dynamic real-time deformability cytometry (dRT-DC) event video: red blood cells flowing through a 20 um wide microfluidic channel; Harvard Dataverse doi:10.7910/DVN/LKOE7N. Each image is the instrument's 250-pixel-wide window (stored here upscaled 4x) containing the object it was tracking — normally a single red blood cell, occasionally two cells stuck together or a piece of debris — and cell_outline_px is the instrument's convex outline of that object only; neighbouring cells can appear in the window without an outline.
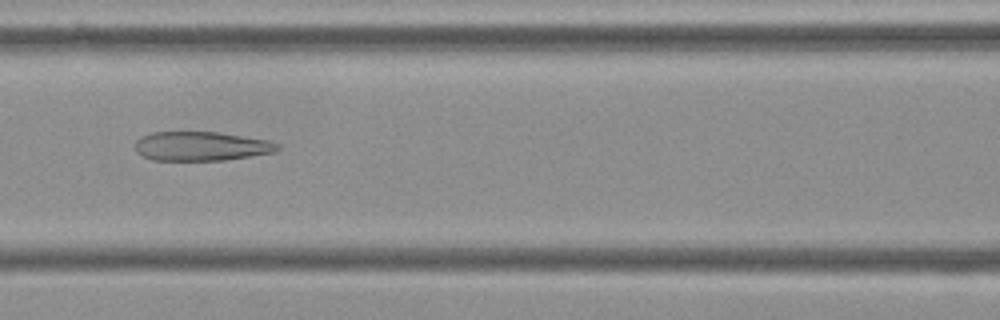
{"species": "Egyptian fruit bat (a non-hibernating species)", "species_latin": "Rousettus aegyptiacus", "temperature_condition": "cold", "stored_images_in_passage": 48, "camera_frame_rate_fps": 3000, "um_per_image_px": 0.085, "frame": {"image": 1, "passage_image": 17, "time_ms": 5.333, "image_size_px": [1000, 320], "cell_outline_px": [[280, 148], [272, 152], [224, 160], [152, 160], [140, 156], [136, 152], [136, 140], [140, 136], [152, 132], [216, 132], [268, 140], [280, 144]], "centroid_in_image_um": [17.04, 12.42], "position_along_channel_um": 149.6, "area_um2": 24.1}}
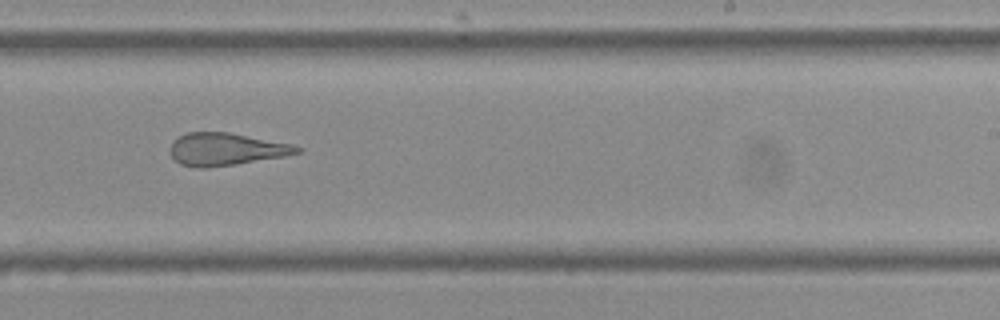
{"frame": {"image": 2, "passage_image": 27, "time_ms": 8.667, "image_size_px": [1000, 320], "cell_outline_px": [[300, 152], [284, 156], [236, 164], [204, 168], [196, 168], [180, 164], [168, 152], [168, 148], [172, 140], [188, 132], [228, 132], [292, 144], [300, 148]], "centroid_in_image_um": [19.14, 12.68], "position_along_channel_um": 269.9, "area_um2": 23.99}}
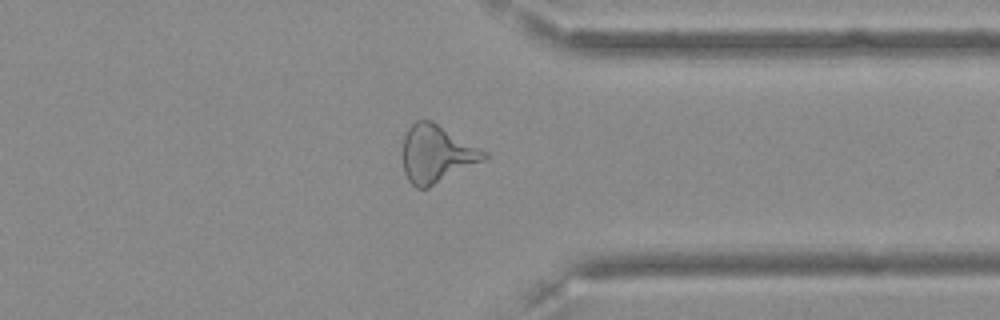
{"frame": {"image": 3, "passage_image": 36, "time_ms": 11.667, "image_size_px": [1000, 320], "cell_outline_px": [[488, 156], [484, 160], [428, 188], [416, 188], [408, 180], [404, 172], [404, 136], [408, 128], [416, 120], [432, 120], [488, 152]], "centroid_in_image_um": [37.12, 13.07], "position_along_channel_um": 374.3, "area_um2": 27.11}, "authors_computed_cell_mechanics": {"area_um2": 27.1371, "velocity_mm_per_s": 3.6235, "shape_relaxation_time_tau1_ms": null, "shape_relaxation_time_tau2_ms": 3.4518, "deformation_change_tau1": null, "deformation_change_tau2": 0.1589}}